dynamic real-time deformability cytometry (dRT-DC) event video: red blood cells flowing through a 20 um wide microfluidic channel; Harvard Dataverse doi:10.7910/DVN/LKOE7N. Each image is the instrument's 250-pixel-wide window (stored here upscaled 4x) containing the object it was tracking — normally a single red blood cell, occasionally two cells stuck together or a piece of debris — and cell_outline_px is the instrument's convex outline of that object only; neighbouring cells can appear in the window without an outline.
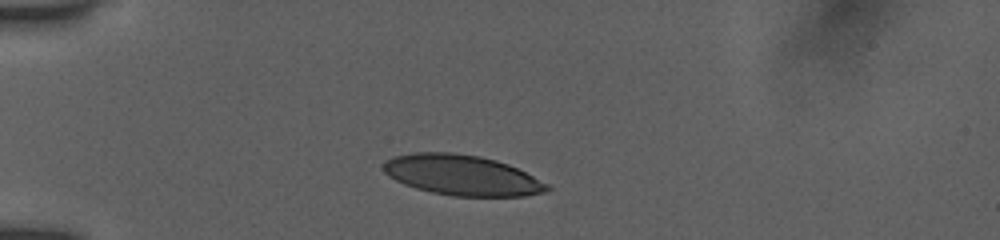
{"species": "human", "species_latin": "Homo sapiens", "temperature_condition": "room temperature", "stored_images_in_passage": 3, "camera_frame_rate_fps": 3000, "um_per_image_px": 0.085, "donor": {"sex": "female"}, "frame": {"image": 1, "passage_image": 1, "time_ms": 0.0, "image_size_px": [1000, 240], "cell_outline_px": [[552, 188], [548, 192], [524, 196], [452, 196], [432, 192], [416, 188], [404, 184], [388, 176], [384, 172], [384, 160], [392, 156], [412, 152], [452, 152], [480, 156], [496, 160], [508, 164], [548, 184]], "centroid_in_image_um": [39.25, 14.88], "position_along_channel_um": 45.8, "area_um2": 38.61}}
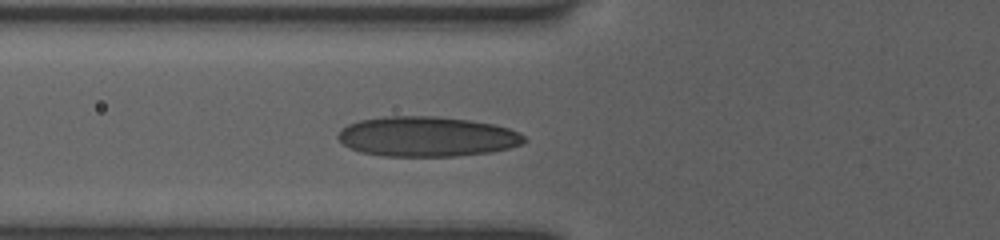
{"frame": {"image": 2, "passage_image": 3, "time_ms": 0.667, "image_size_px": [1000, 240], "cell_outline_px": [[528, 140], [524, 144], [508, 148], [488, 152], [456, 156], [384, 156], [360, 152], [348, 148], [336, 136], [340, 128], [348, 124], [360, 120], [384, 116], [436, 116], [468, 120], [496, 124], [508, 128], [524, 136]], "centroid_in_image_um": [36.26, 11.6], "position_along_channel_um": 89.5, "area_um2": 43.58}}